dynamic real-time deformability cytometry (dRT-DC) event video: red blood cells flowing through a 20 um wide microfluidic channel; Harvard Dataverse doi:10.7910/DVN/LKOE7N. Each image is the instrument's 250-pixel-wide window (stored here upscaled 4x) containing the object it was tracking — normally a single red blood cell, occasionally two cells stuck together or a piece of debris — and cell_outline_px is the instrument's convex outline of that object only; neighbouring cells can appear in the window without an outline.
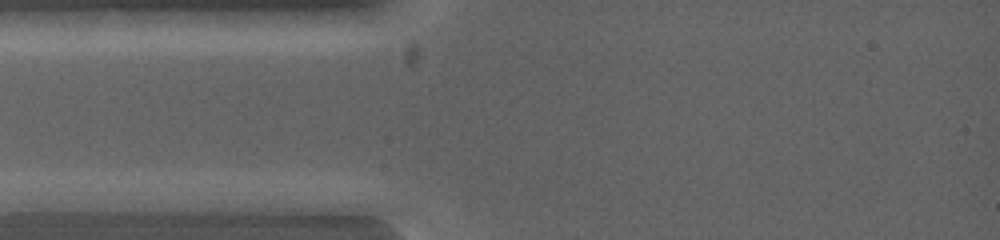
{"species": "common noctule bat (a hibernating species)", "species_latin": "Nyctalus noctula", "temperature_condition": "warm", "stored_images_in_passage": 2, "camera_frame_rate_fps": 5000, "um_per_image_px": 0.085, "animal": {"sex": "female", "body_mass_g": 19.0, "forearm_length_mm": 53.3}, "frame": {"image": 1, "passage_image": 1, "time_ms": 0.0, "image_size_px": [1000, 240], "cell_outline_px": [[124, 200], [108, 208], [60, 212], [16, 212], [12, 200], [20, 192], [104, 192]], "centroid_in_image_um": [5.35, 17.13], "position_along_channel_um": 79.7, "area_um2": 13.58}}